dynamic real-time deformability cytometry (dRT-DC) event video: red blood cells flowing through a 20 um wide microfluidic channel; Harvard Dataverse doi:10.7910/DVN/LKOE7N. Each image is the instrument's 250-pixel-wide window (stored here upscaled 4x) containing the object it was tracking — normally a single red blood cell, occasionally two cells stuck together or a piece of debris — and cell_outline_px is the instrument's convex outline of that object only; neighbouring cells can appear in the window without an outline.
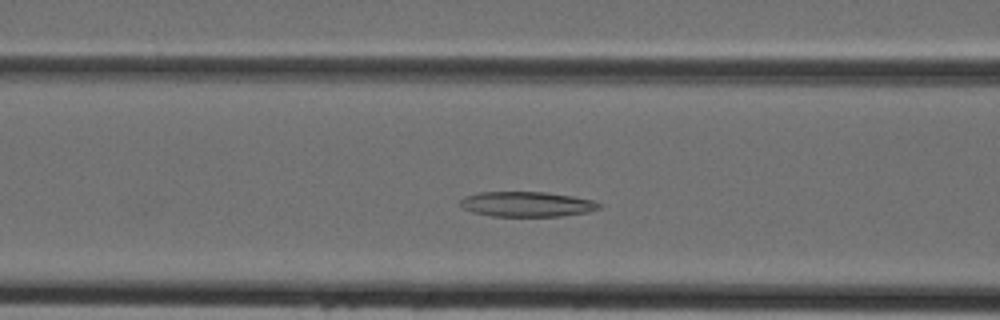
{"species": "Egyptian fruit bat (a non-hibernating species)", "species_latin": "Rousettus aegyptiacus", "temperature_condition": "cold", "stored_images_in_passage": 40, "segment_of_instrument_passage": [1, 2], "camera_frame_rate_fps": 3000, "um_per_image_px": 0.085, "animal": {"sex": "female"}, "frame": {"image": 1, "passage_image": 12, "time_ms": 3.667, "image_size_px": [1000, 320], "cell_outline_px": [[604, 204], [600, 208], [588, 212], [560, 216], [492, 216], [472, 212], [460, 208], [460, 200], [464, 196], [476, 192], [544, 192], [572, 196], [592, 200]], "centroid_in_image_um": [44.75, 17.35], "position_along_channel_um": 121.8, "area_um2": 20.46}}
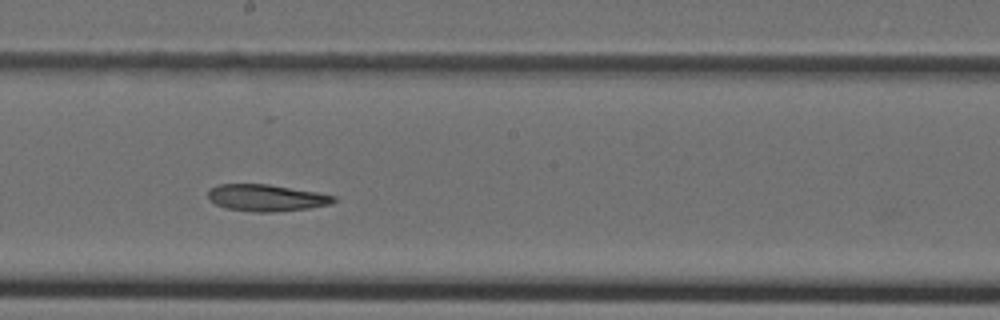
{"frame": {"image": 2, "passage_image": 19, "time_ms": 6.0, "image_size_px": [1000, 320], "cell_outline_px": [[336, 200], [328, 204], [308, 208], [276, 212], [252, 212], [228, 208], [216, 204], [208, 200], [208, 192], [212, 188], [220, 184], [268, 184], [316, 192], [336, 196]], "centroid_in_image_um": [22.62, 16.81], "position_along_channel_um": 225.6, "area_um2": 19.42}}
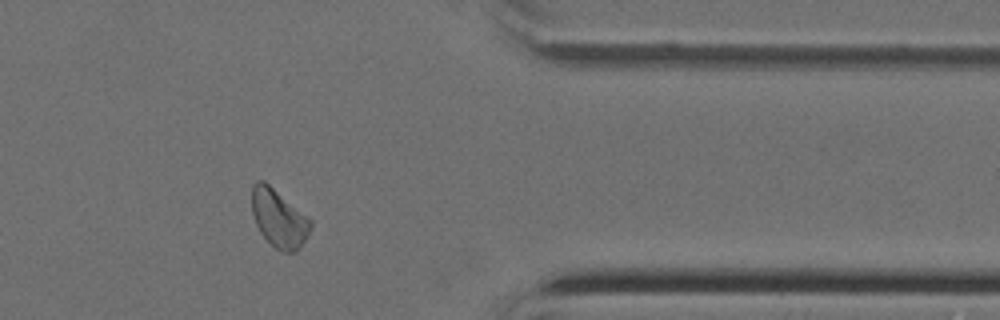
{"frame": {"image": 3, "passage_image": 31, "time_ms": 10.0, "image_size_px": [1000, 320], "cell_outline_px": [[312, 228], [308, 236], [300, 248], [296, 252], [280, 252], [260, 232], [256, 224], [252, 212], [252, 184], [256, 180], [264, 180], [308, 216], [312, 220]], "centroid_in_image_um": [23.72, 18.56], "position_along_channel_um": 387.7, "area_um2": 20.0}}